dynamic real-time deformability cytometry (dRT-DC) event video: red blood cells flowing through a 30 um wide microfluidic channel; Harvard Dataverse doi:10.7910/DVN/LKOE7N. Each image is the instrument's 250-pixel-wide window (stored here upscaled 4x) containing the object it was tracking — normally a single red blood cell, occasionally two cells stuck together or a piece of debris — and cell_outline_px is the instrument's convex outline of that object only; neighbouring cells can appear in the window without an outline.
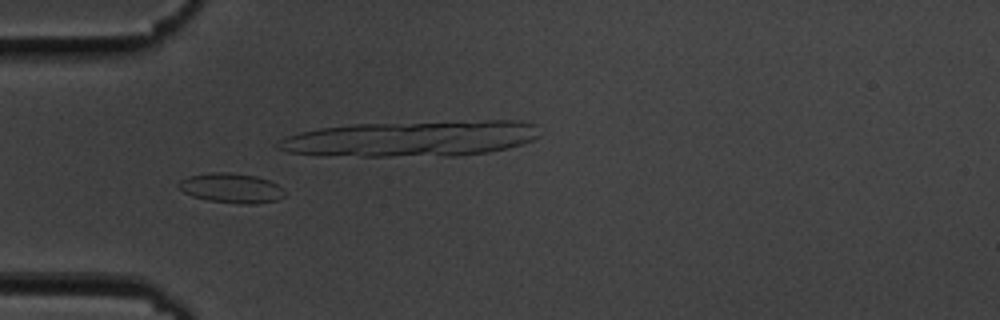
{"species": "common noctule bat (a hibernating species)", "species_latin": "Nyctalus noctula", "temperature_condition": "cold", "stored_images_in_passage": 56, "camera_frame_rate_fps": 3000, "um_per_image_px": 0.085, "animal": {"sex": "male", "body_mass_g": 19.5, "forearm_length_mm": 54.6}, "frame": {"image": 1, "passage_image": 17, "time_ms": 5.333, "image_size_px": [1000, 320], "cell_outline_px": [[284, 196], [276, 200], [256, 204], [244, 204], [208, 200], [192, 196], [176, 188], [176, 184], [180, 180], [188, 176], [212, 172], [232, 172], [256, 176], [268, 180], [284, 188]], "centroid_in_image_um": [19.63, 15.98], "position_along_channel_um": 65.4, "area_um2": 18.5}, "authors_computed_cell_mechanics": {"area_um2": 18.3515, "velocity_mm_per_s": 3.6006, "shape_relaxation_time_tau1_ms": null, "shape_relaxation_time_tau2_ms": 1.726, "deformation_change_tau1": null, "deformation_change_tau2": 0.0694}}